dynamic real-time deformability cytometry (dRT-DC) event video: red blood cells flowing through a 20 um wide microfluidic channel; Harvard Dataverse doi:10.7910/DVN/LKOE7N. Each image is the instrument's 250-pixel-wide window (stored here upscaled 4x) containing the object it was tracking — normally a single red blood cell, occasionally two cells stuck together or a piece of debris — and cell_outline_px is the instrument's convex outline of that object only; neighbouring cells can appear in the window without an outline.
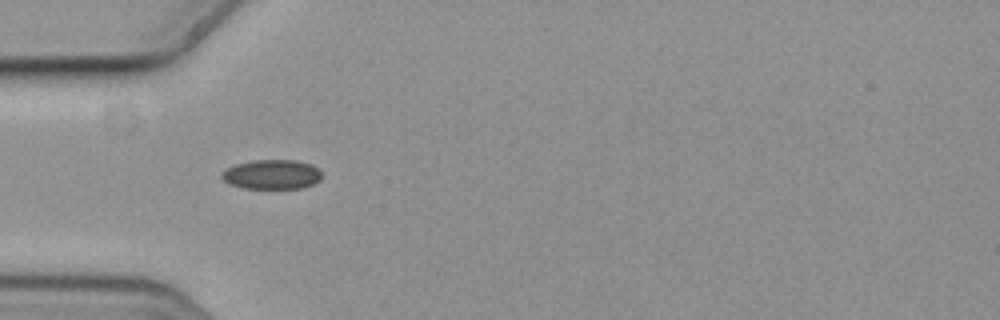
{"species": "common noctule bat (a hibernating species)", "species_latin": "Nyctalus noctula", "temperature_condition": "cold", "stored_images_in_passage": 8, "camera_frame_rate_fps": 3000, "um_per_image_px": 0.085, "animal": {"sex": "female", "body_mass_g": 19.3, "forearm_length_mm": 54.1}, "frame": {"image": 1, "passage_image": 4, "time_ms": 1.0, "image_size_px": [1000, 320], "cell_outline_px": [[320, 180], [312, 184], [300, 188], [244, 188], [228, 184], [220, 176], [228, 168], [236, 164], [252, 160], [296, 160], [308, 164], [316, 168], [320, 172]], "centroid_in_image_um": [23.08, 14.83], "position_along_channel_um": 61.9, "area_um2": 16.94}}
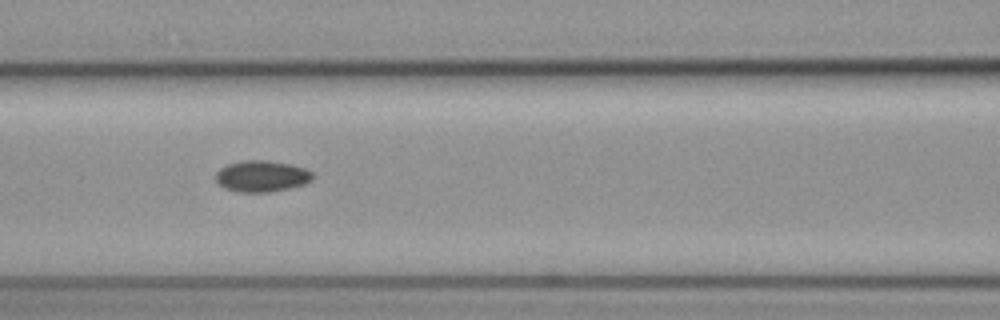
{"frame": {"image": 2, "passage_image": 6, "time_ms": 1.667, "image_size_px": [1000, 320], "cell_outline_px": [[312, 180], [304, 184], [288, 188], [268, 192], [236, 192], [224, 188], [216, 180], [216, 172], [220, 168], [228, 164], [244, 160], [268, 160], [292, 164], [304, 168], [312, 172]], "centroid_in_image_um": [22.24, 14.97], "position_along_channel_um": 144.4, "area_um2": 17.69}}
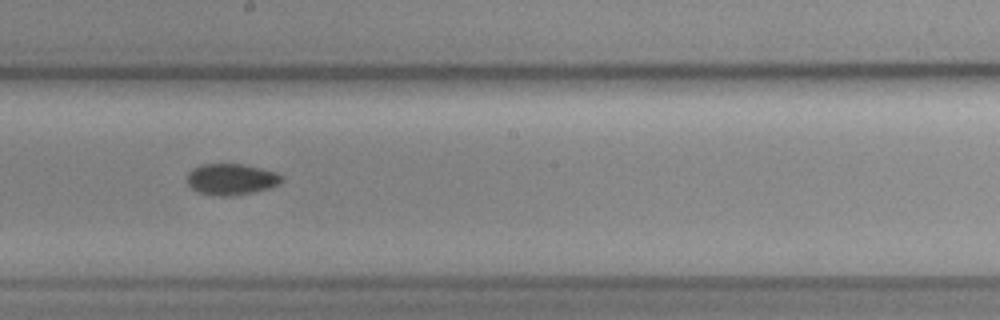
{"frame": {"image": 3, "passage_image": 8, "time_ms": 2.333, "image_size_px": [1000, 320], "cell_outline_px": [[284, 180], [268, 188], [256, 192], [232, 196], [216, 196], [200, 192], [192, 188], [188, 184], [188, 172], [192, 168], [200, 164], [244, 164], [276, 172]], "centroid_in_image_um": [19.64, 15.23], "position_along_channel_um": 228.6, "area_um2": 17.17}}